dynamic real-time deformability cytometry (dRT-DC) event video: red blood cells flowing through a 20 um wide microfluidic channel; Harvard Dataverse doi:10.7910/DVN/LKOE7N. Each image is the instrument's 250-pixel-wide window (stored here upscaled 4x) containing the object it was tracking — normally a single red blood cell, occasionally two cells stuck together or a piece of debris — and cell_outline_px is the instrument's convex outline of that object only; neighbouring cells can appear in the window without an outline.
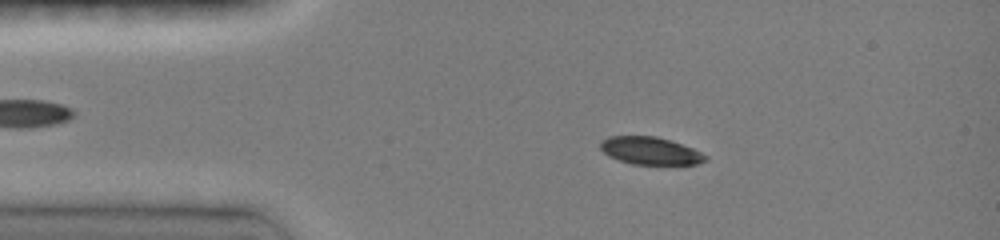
{"species": "common noctule bat (a hibernating species)", "species_latin": "Nyctalus noctula", "temperature_condition": "room temperature", "stored_images_in_passage": 11, "camera_frame_rate_fps": 3000, "um_per_image_px": 0.085, "animal": {"sex": "female", "body_mass_g": 19.0, "forearm_length_mm": 51.5}, "frame": {"image": 1, "passage_image": 2, "time_ms": 1.0, "image_size_px": [1000, 240], "cell_outline_px": [[708, 160], [696, 164], [632, 164], [608, 156], [600, 148], [600, 140], [608, 136], [656, 136], [692, 148], [708, 156]], "centroid_in_image_um": [55.24, 12.81], "position_along_channel_um": 29.8, "area_um2": 16.76}}
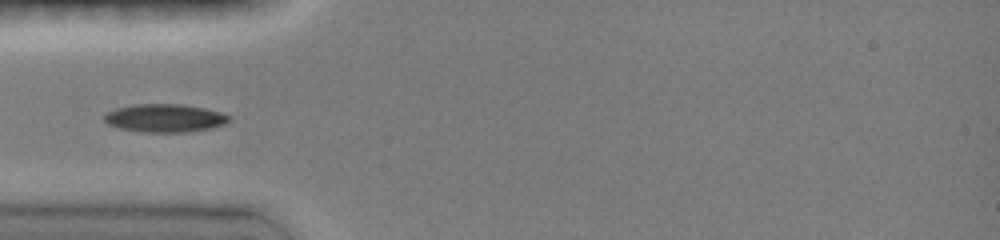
{"frame": {"image": 2, "passage_image": 4, "time_ms": 3.0, "image_size_px": [1000, 240], "cell_outline_px": [[232, 120], [224, 124], [212, 128], [188, 132], [140, 132], [120, 128], [108, 124], [104, 120], [104, 112], [116, 108], [132, 104], [184, 104], [204, 108], [220, 112], [228, 116]], "centroid_in_image_um": [13.99, 10.03], "position_along_channel_um": 71.0, "area_um2": 20.63}}
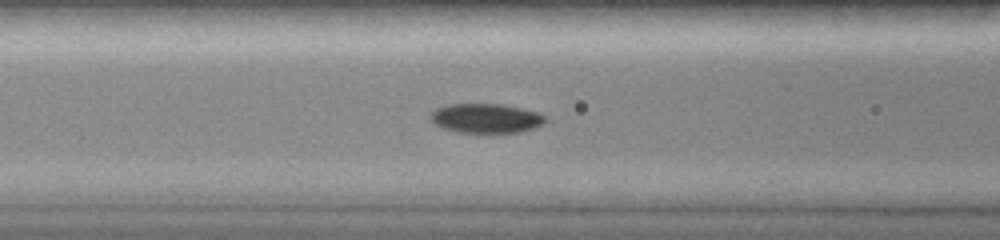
{"frame": {"image": 3, "passage_image": 7, "time_ms": 4.333, "image_size_px": [1000, 240], "cell_outline_px": [[544, 124], [536, 128], [520, 132], [460, 132], [444, 128], [436, 124], [428, 116], [436, 108], [448, 104], [500, 104], [540, 112], [544, 116]], "centroid_in_image_um": [41.32, 10.05], "position_along_channel_um": 125.3, "area_um2": 19.54}}